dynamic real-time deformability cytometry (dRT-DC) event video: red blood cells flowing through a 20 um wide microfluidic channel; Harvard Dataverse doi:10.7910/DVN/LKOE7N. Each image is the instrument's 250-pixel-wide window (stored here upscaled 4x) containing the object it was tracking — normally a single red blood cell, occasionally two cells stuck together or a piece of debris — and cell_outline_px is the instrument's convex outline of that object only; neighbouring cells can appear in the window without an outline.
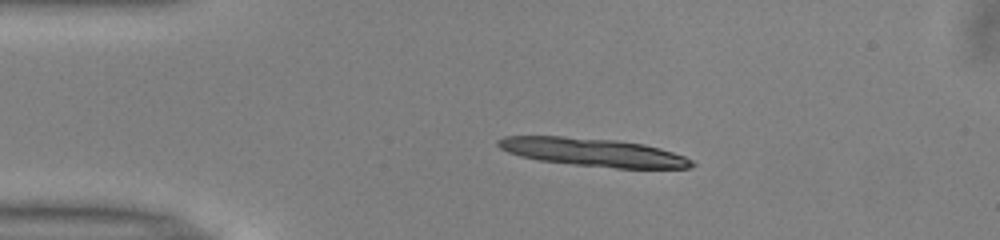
{"species": "common noctule bat (a hibernating species)", "species_latin": "Nyctalus noctula", "temperature_condition": "warm", "stored_images_in_passage": 42, "camera_frame_rate_fps": 3000, "um_per_image_px": 0.085, "animal": {"sex": "male", "body_mass_g": 13.0, "forearm_length_mm": 53.1}, "frame": {"image": 1, "passage_image": 1, "time_ms": 0.0, "image_size_px": [1000, 240], "cell_outline_px": [[696, 164], [692, 168], [616, 168], [572, 164], [540, 160], [520, 156], [508, 152], [500, 148], [496, 144], [496, 140], [504, 136], [564, 136], [616, 140], [644, 144], [660, 148], [684, 156], [692, 160]], "centroid_in_image_um": [50.42, 12.94], "position_along_channel_um": 34.6, "area_um2": 31.79}}
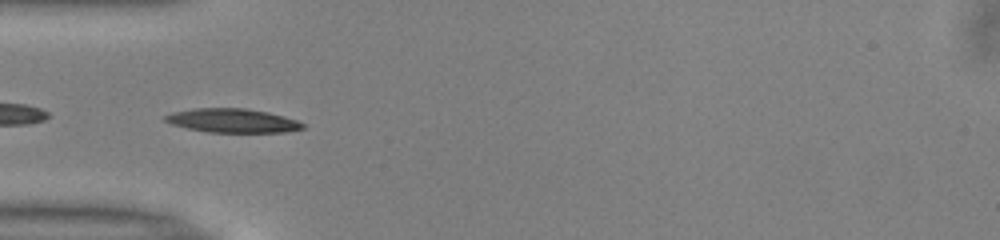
{"frame": {"image": 2, "passage_image": 7, "time_ms": 2.0, "image_size_px": [1000, 240], "cell_outline_px": [[304, 128], [288, 132], [208, 132], [188, 128], [172, 124], [164, 120], [164, 116], [172, 112], [196, 108], [248, 108], [268, 112], [284, 116], [296, 120], [304, 124]], "centroid_in_image_um": [19.78, 10.25], "position_along_channel_um": 65.2, "area_um2": 19.13}, "authors_computed_cell_mechanics": {"area_um2": 18.4093, "velocity_mm_per_s": 3.9891, "shape_relaxation_time_tau1_ms": 5.2744, "shape_relaxation_time_tau2_ms": 3.0612, "deformation_change_tau1": 0.1957, "deformation_change_tau2": 0.1088}}